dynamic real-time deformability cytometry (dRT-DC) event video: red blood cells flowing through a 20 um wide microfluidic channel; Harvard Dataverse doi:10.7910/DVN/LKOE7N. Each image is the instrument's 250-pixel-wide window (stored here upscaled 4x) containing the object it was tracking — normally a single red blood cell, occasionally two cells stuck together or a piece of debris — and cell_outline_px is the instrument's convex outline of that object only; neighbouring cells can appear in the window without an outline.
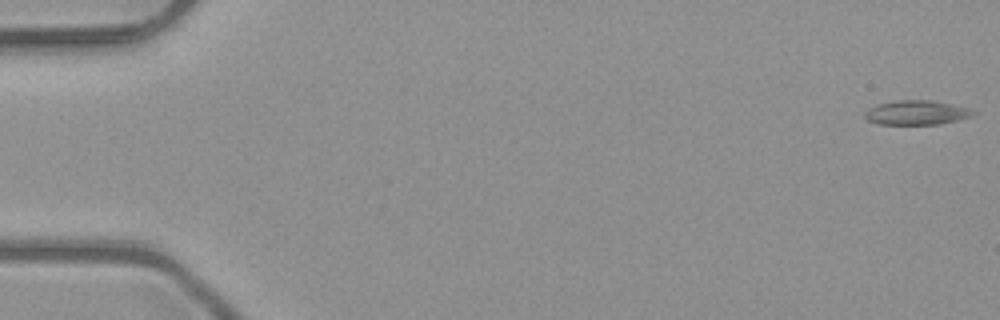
{"species": "common noctule bat (a hibernating species)", "species_latin": "Nyctalus noctula", "temperature_condition": "room temperature", "stored_images_in_passage": 5, "camera_frame_rate_fps": 3000, "um_per_image_px": 0.085, "animal": {"sex": "male", "body_mass_g": 23.1, "forearm_length_mm": 52.7}, "frame": {"image": 1, "passage_image": 1, "time_ms": 0.0, "image_size_px": [1000, 320], "cell_outline_px": [[976, 112], [972, 116], [956, 120], [936, 124], [880, 124], [868, 120], [864, 116], [864, 112], [868, 108], [876, 104], [896, 100], [932, 100], [968, 108]], "centroid_in_image_um": [77.85, 9.56], "position_along_channel_um": 7.1, "area_um2": 15.26}}
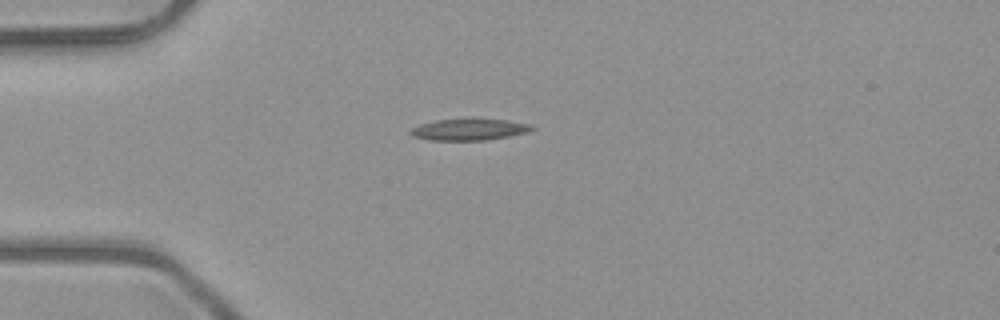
{"frame": {"image": 2, "passage_image": 4, "time_ms": 1.0, "image_size_px": [1000, 320], "cell_outline_px": [[536, 128], [528, 132], [508, 136], [484, 140], [428, 140], [412, 136], [408, 132], [412, 128], [420, 124], [436, 120], [472, 116], [508, 120], [532, 124]], "centroid_in_image_um": [39.89, 10.96], "position_along_channel_um": 45.1, "area_um2": 15.95}}
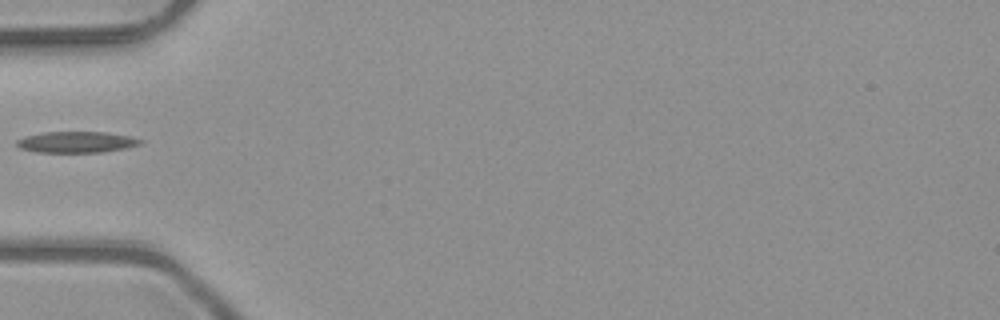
{"frame": {"image": 3, "passage_image": 5, "time_ms": 1.333, "image_size_px": [1000, 320], "cell_outline_px": [[144, 140], [140, 144], [124, 148], [100, 152], [36, 152], [20, 148], [16, 144], [16, 140], [24, 136], [44, 132], [108, 132], [132, 136]], "centroid_in_image_um": [6.5, 12.06], "position_along_channel_um": 78.5, "area_um2": 15.26}}